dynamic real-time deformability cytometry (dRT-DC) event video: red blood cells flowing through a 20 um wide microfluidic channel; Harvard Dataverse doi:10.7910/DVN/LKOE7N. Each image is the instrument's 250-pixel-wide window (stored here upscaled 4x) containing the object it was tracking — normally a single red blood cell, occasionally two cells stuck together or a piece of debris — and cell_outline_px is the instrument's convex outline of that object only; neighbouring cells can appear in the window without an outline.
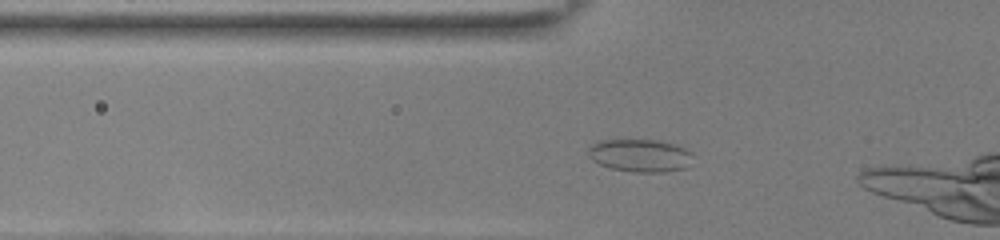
{"species": "common noctule bat (a hibernating species)", "species_latin": "Nyctalus noctula", "temperature_condition": "room temperature", "stored_images_in_passage": 12, "camera_frame_rate_fps": 3000, "um_per_image_px": 0.085, "animal": {"sex": "female", "body_mass_g": 22.0, "forearm_length_mm": 56.7}, "frame": {"image": 1, "passage_image": 6, "time_ms": 1.667, "image_size_px": [1000, 240], "cell_outline_px": [[692, 152], [688, 164], [684, 168], [664, 172], [632, 172], [612, 168], [600, 164], [592, 160], [588, 156], [588, 148], [592, 144], [600, 140], [656, 140], [672, 144], [684, 148]], "centroid_in_image_um": [54.36, 13.21], "position_along_channel_um": 71.4, "area_um2": 19.77}}
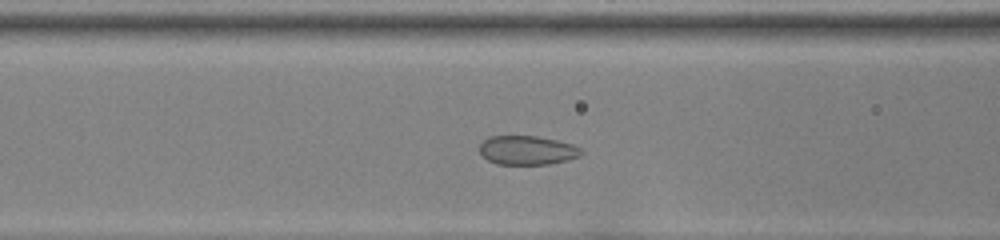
{"frame": {"image": 2, "passage_image": 10, "time_ms": 3.0, "image_size_px": [1000, 240], "cell_outline_px": [[584, 152], [580, 156], [568, 160], [548, 164], [496, 164], [488, 160], [480, 152], [480, 144], [488, 136], [536, 136], [556, 140], [572, 144], [580, 148]], "centroid_in_image_um": [44.82, 12.77], "position_along_channel_um": 121.8, "area_um2": 17.17}}